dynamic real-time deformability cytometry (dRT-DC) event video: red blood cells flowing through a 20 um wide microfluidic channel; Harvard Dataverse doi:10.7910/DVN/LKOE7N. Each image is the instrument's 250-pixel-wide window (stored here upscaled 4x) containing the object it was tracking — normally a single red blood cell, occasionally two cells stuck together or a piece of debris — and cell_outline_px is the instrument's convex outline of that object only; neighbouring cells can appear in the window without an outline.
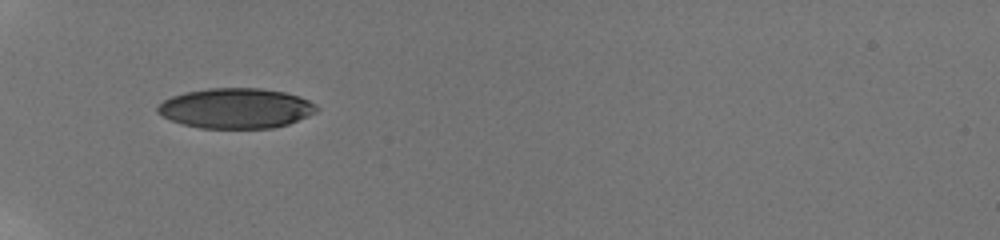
{"species": "human", "species_latin": "Homo sapiens", "temperature_condition": "room temperature", "stored_images_in_passage": 36, "camera_frame_rate_fps": 3000, "um_per_image_px": 0.085, "donor": {"sex": "male"}, "frame": {"image": 1, "passage_image": 1, "time_ms": 0.0, "image_size_px": [1000, 240], "cell_outline_px": [[320, 108], [316, 112], [308, 116], [288, 124], [272, 128], [200, 128], [184, 124], [172, 120], [156, 112], [156, 108], [164, 100], [172, 96], [184, 92], [208, 88], [260, 88], [284, 92], [300, 96], [316, 104]], "centroid_in_image_um": [20.08, 9.2], "position_along_channel_um": 64.9, "area_um2": 37.22}}
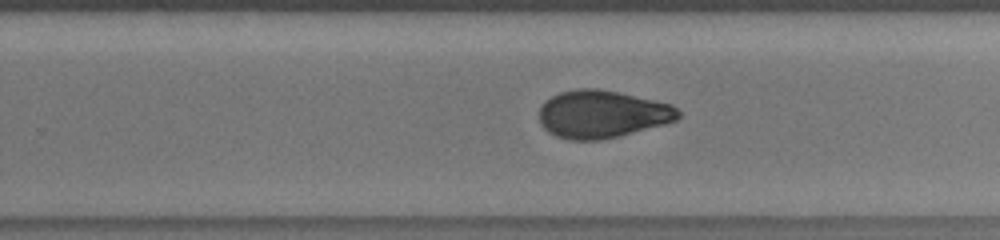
{"frame": {"image": 2, "passage_image": 19, "time_ms": 6.0, "image_size_px": [1000, 240], "cell_outline_px": [[680, 116], [676, 120], [664, 124], [620, 136], [600, 140], [568, 140], [556, 136], [548, 132], [540, 124], [540, 108], [552, 96], [560, 92], [576, 88], [596, 88], [620, 92], [672, 104], [680, 112]], "centroid_in_image_um": [51.18, 9.7], "position_along_channel_um": 278.6, "area_um2": 38.67}}
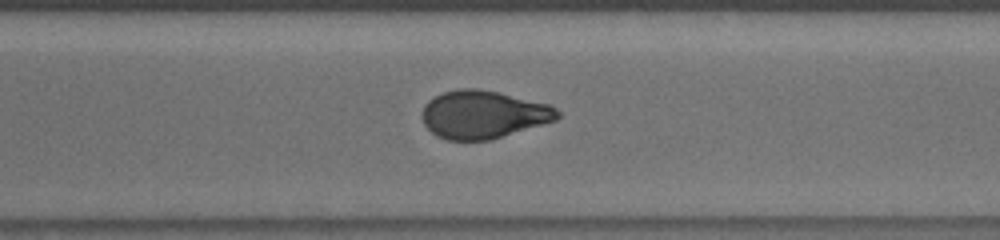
{"frame": {"image": 3, "passage_image": 23, "time_ms": 7.333, "image_size_px": [1000, 240], "cell_outline_px": [[560, 116], [556, 120], [492, 140], [444, 140], [436, 136], [424, 124], [424, 104], [428, 100], [444, 92], [456, 88], [476, 88], [500, 92], [548, 104], [556, 108], [560, 112]], "centroid_in_image_um": [41.09, 9.73], "position_along_channel_um": 329.5, "area_um2": 37.86}, "authors_computed_cell_mechanics": {"area_um2": 38.6971, "velocity_mm_per_s": 3.8239, "shape_relaxation_time_tau1_ms": 8.4864, "shape_relaxation_time_tau2_ms": 1.6549, "deformation_change_tau1": 0.2296, "deformation_change_tau2": 0.0657}}